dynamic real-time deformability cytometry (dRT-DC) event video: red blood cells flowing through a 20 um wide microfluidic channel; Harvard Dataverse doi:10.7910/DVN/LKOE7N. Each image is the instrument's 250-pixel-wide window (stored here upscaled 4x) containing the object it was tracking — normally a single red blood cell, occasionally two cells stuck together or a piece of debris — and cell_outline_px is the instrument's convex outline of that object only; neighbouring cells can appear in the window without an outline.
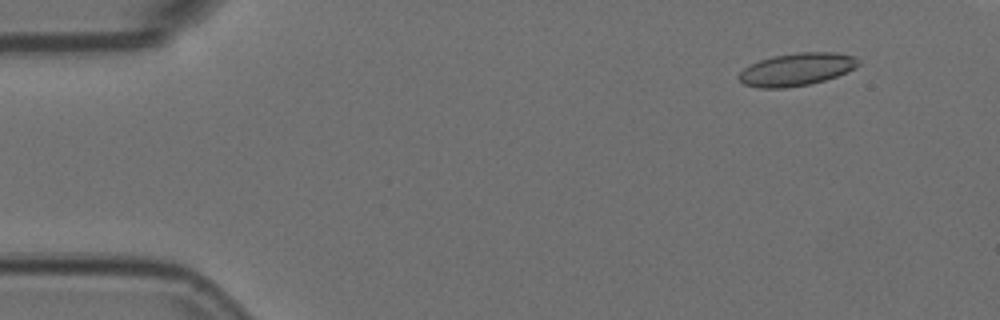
{"species": "Egyptian fruit bat (a non-hibernating species)", "species_latin": "Rousettus aegyptiacus", "temperature_condition": "room temperature", "stored_images_in_passage": 5, "segment_of_instrument_passage": [1, 2], "camera_frame_rate_fps": 3000, "um_per_image_px": 0.085, "animal": {"sex": "female"}, "frame": {"image": 1, "passage_image": 1, "time_ms": 0.0, "image_size_px": [1000, 320], "cell_outline_px": [[860, 64], [848, 72], [824, 80], [808, 84], [784, 88], [760, 88], [744, 84], [736, 76], [744, 68], [760, 60], [772, 56], [800, 52], [836, 52], [856, 56], [860, 60]], "centroid_in_image_um": [67.74, 5.89], "position_along_channel_um": 17.3, "area_um2": 22.77}}